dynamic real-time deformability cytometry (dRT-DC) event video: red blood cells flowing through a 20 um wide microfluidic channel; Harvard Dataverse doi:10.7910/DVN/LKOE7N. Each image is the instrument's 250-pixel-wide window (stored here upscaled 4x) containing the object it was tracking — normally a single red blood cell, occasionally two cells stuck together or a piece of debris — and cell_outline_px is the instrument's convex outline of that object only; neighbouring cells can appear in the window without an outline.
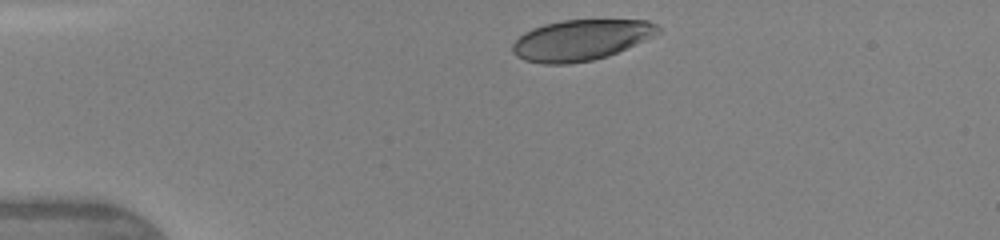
{"species": "human", "species_latin": "Homo sapiens", "temperature_condition": "warm", "stored_images_in_passage": 7, "camera_frame_rate_fps": 3000, "um_per_image_px": 0.085, "donor": {"sex": "female"}, "frame": {"image": 1, "passage_image": 1, "time_ms": 0.0, "image_size_px": [1000, 240], "cell_outline_px": [[660, 32], [644, 40], [608, 56], [592, 60], [568, 64], [544, 64], [524, 60], [516, 56], [512, 52], [512, 44], [524, 32], [532, 28], [544, 24], [564, 20], [648, 20], [656, 24], [660, 28]], "centroid_in_image_um": [49.35, 3.4], "position_along_channel_um": 35.7, "area_um2": 34.45}}
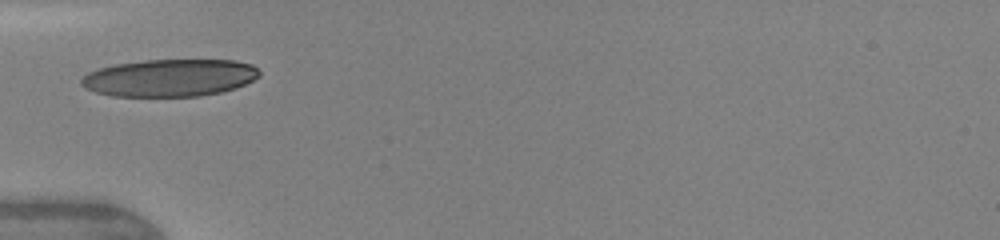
{"frame": {"image": 2, "passage_image": 3, "time_ms": 2.0, "image_size_px": [1000, 240], "cell_outline_px": [[260, 76], [236, 88], [220, 92], [200, 96], [112, 96], [96, 92], [84, 88], [80, 84], [80, 80], [88, 72], [100, 68], [116, 64], [144, 60], [236, 60], [252, 64], [260, 72]], "centroid_in_image_um": [14.42, 6.61], "position_along_channel_um": 70.6, "area_um2": 38.78}}